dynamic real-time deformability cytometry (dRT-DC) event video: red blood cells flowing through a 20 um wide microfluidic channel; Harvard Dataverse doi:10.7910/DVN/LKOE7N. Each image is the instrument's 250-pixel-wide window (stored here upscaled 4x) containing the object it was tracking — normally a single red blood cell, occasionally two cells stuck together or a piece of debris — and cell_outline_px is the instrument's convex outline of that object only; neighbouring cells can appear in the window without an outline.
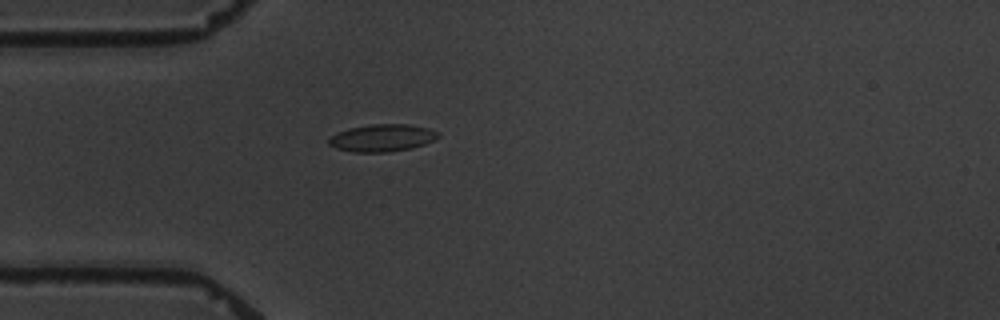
{"species": "common noctule bat (a hibernating species)", "species_latin": "Nyctalus noctula", "temperature_condition": "warm", "stored_images_in_passage": 1, "camera_frame_rate_fps": 3000, "um_per_image_px": 0.085, "animal": {"sex": "male", "body_mass_g": 19.5, "forearm_length_mm": 54.6}, "frame": {"image": 1, "passage_image": 1, "time_ms": 0.0, "image_size_px": [1000, 320], "cell_outline_px": [[440, 136], [424, 144], [412, 148], [388, 152], [352, 152], [336, 148], [328, 144], [328, 140], [332, 136], [348, 128], [372, 124], [408, 124], [428, 128], [440, 132]], "centroid_in_image_um": [32.5, 11.72], "position_along_channel_um": 52.5, "area_um2": 17.34}}